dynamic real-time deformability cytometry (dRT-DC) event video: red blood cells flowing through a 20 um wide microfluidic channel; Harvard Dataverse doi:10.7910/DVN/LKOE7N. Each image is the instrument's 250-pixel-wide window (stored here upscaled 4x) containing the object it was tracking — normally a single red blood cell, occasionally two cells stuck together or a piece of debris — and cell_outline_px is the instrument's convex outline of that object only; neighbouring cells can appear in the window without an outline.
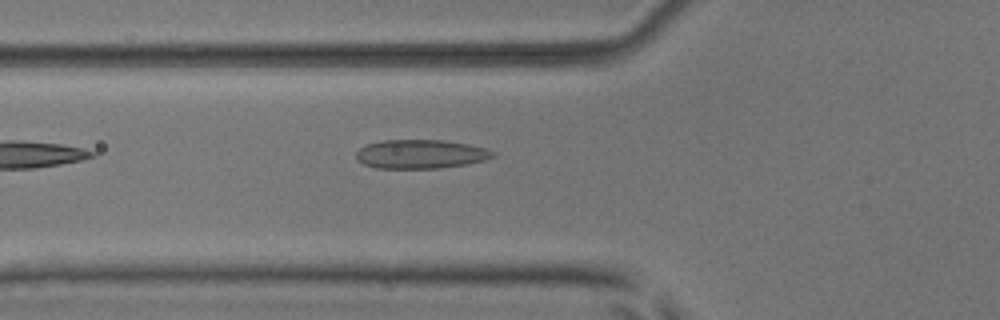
{"species": "common noctule bat (a hibernating species)", "species_latin": "Nyctalus noctula", "temperature_condition": "room temperature", "stored_images_in_passage": 2, "camera_frame_rate_fps": 3000, "um_per_image_px": 0.085, "animal": {"sex": "male", "body_mass_g": 17.9, "forearm_length_mm": 54.2}, "frame": {"image": 1, "passage_image": 2, "time_ms": 0.333, "image_size_px": [1000, 320], "cell_outline_px": [[496, 156], [484, 160], [468, 164], [440, 168], [376, 168], [364, 164], [356, 160], [356, 152], [364, 144], [380, 140], [444, 140], [468, 144], [488, 148], [496, 152]], "centroid_in_image_um": [35.76, 13.09], "position_along_channel_um": 90.0, "area_um2": 23.35}}